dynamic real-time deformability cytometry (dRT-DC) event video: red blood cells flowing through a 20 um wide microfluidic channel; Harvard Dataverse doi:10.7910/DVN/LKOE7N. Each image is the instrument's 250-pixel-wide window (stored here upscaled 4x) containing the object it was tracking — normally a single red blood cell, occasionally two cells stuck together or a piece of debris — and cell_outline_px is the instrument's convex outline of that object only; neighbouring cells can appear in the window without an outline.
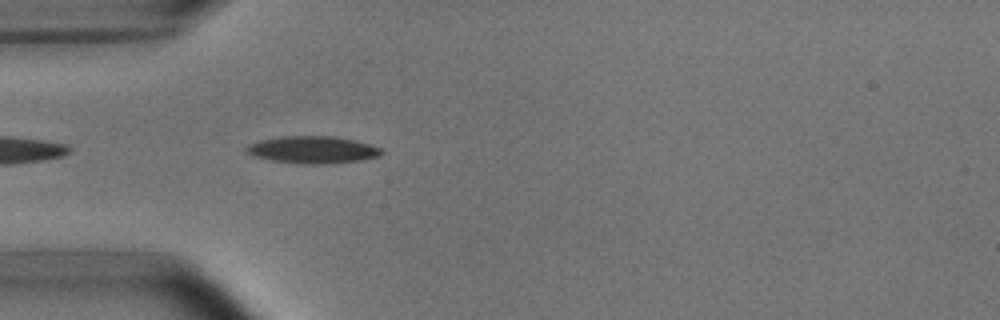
{"species": "common noctule bat (a hibernating species)", "species_latin": "Nyctalus noctula", "temperature_condition": "room temperature", "stored_images_in_passage": 2, "camera_frame_rate_fps": 3000, "um_per_image_px": 0.085, "animal": {"sex": "male", "body_mass_g": 15.6}, "frame": {"image": 1, "passage_image": 2, "time_ms": 1.0, "image_size_px": [1000, 320], "cell_outline_px": [[384, 152], [380, 156], [360, 160], [324, 164], [312, 164], [272, 160], [256, 156], [248, 152], [244, 148], [248, 144], [260, 140], [280, 136], [336, 136], [356, 140], [372, 144], [380, 148]], "centroid_in_image_um": [26.63, 12.71], "position_along_channel_um": 58.4, "area_um2": 21.33}}